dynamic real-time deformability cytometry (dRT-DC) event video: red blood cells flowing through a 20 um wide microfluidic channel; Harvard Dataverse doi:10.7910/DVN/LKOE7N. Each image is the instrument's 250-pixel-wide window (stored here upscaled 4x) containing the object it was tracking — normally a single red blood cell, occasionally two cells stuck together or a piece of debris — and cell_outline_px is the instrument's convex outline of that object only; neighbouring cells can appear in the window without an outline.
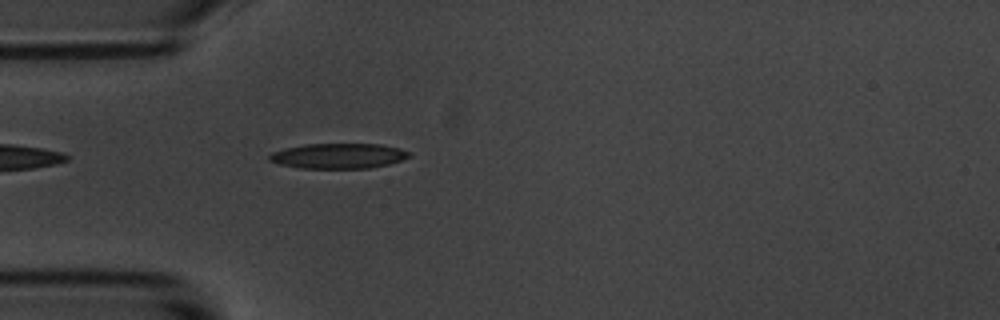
{"species": "common noctule bat (a hibernating species)", "species_latin": "Nyctalus noctula", "temperature_condition": "room temperature", "stored_images_in_passage": 41, "camera_frame_rate_fps": 3000, "um_per_image_px": 0.085, "animal": {"sex": "male", "body_mass_g": 20.1, "forearm_length_mm": 53.5}, "frame": {"image": 1, "passage_image": 1, "time_ms": 0.0, "image_size_px": [1000, 320], "cell_outline_px": [[412, 156], [388, 164], [372, 168], [300, 168], [280, 164], [268, 160], [268, 156], [272, 152], [284, 148], [304, 144], [380, 144], [400, 148], [412, 152]], "centroid_in_image_um": [28.78, 13.25], "position_along_channel_um": 56.2, "area_um2": 20.63}}
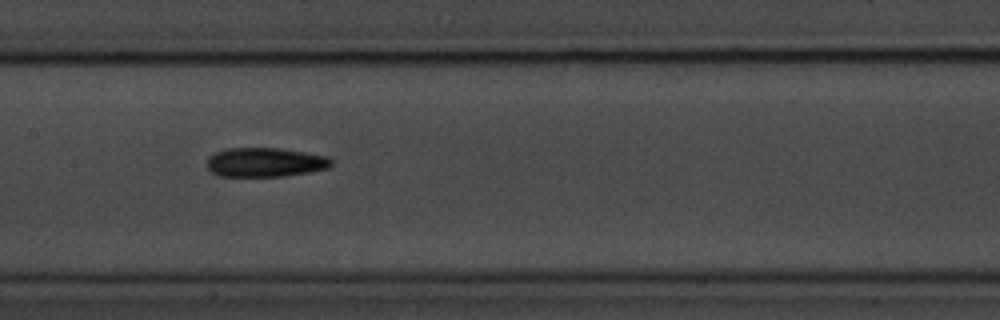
{"frame": {"image": 2, "passage_image": 12, "time_ms": 3.667, "image_size_px": [1000, 320], "cell_outline_px": [[332, 164], [328, 168], [308, 172], [284, 176], [216, 176], [208, 168], [208, 156], [224, 148], [280, 148], [328, 156], [332, 160]], "centroid_in_image_um": [22.52, 13.79], "position_along_channel_um": 184.9, "area_um2": 21.21}}
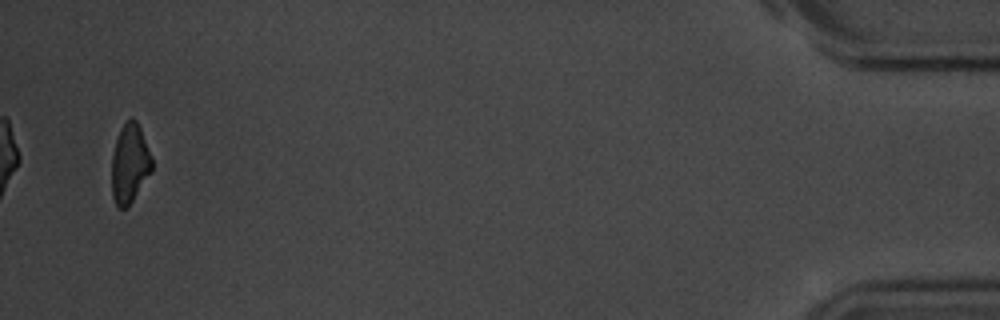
{"frame": {"image": 3, "passage_image": 39, "time_ms": 12.667, "image_size_px": [1000, 320], "cell_outline_px": [[152, 172], [132, 200], [124, 208], [120, 208], [116, 204], [112, 196], [112, 156], [116, 140], [120, 128], [124, 120], [132, 116], [136, 120], [140, 128], [152, 160]], "centroid_in_image_um": [11.02, 13.86], "position_along_channel_um": 424.2, "area_um2": 18.38}, "authors_computed_cell_mechanics": {"area_um2": 20.4034, "velocity_mm_per_s": 3.6067, "shape_relaxation_time_tau1_ms": 3.439, "shape_relaxation_time_tau2_ms": 5.2703, "deformation_change_tau1": 0.1243, "deformation_change_tau2": 0.1525}}